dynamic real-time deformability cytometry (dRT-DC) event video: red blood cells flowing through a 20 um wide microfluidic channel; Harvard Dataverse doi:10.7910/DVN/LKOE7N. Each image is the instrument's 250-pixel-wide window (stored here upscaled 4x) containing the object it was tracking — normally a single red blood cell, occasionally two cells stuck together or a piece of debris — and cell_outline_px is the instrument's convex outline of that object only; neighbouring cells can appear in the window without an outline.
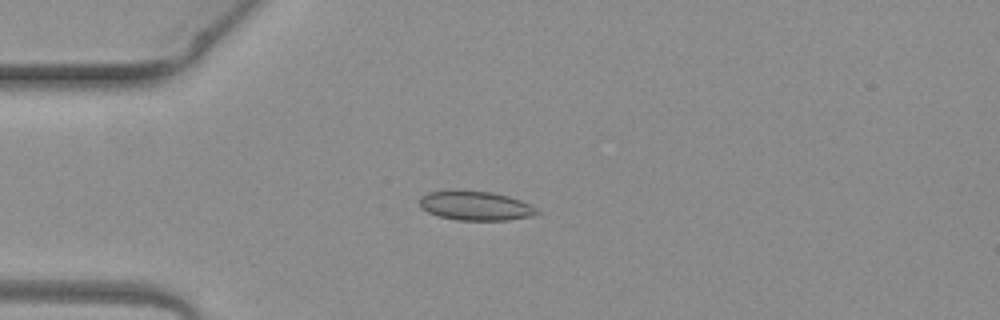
{"species": "common noctule bat (a hibernating species)", "species_latin": "Nyctalus noctula", "temperature_condition": "warm", "stored_images_in_passage": 5, "camera_frame_rate_fps": 3000, "um_per_image_px": 0.085, "animal": {"sex": "female", "body_mass_g": 19.3, "forearm_length_mm": 54.1}, "frame": {"image": 1, "passage_image": 2, "time_ms": 0.333, "image_size_px": [1000, 320], "cell_outline_px": [[540, 212], [532, 216], [504, 220], [456, 220], [436, 216], [420, 208], [420, 196], [428, 192], [456, 188], [460, 188], [492, 192], [508, 196], [520, 200], [536, 208]], "centroid_in_image_um": [40.34, 17.46], "position_along_channel_um": 44.7, "area_um2": 20.52}}
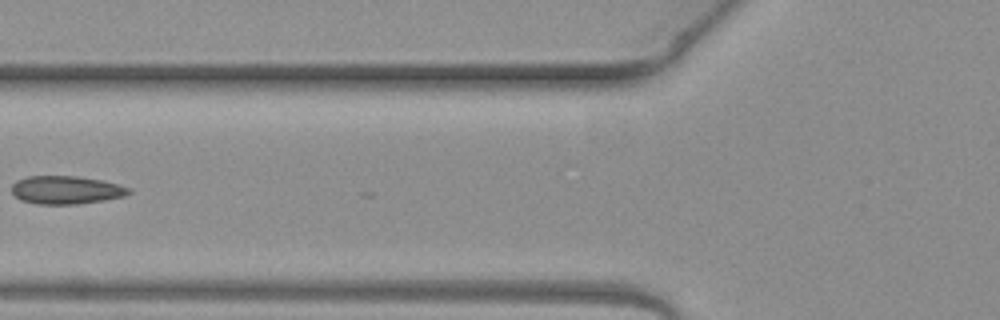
{"frame": {"image": 2, "passage_image": 4, "time_ms": 1.0, "image_size_px": [1000, 320], "cell_outline_px": [[132, 192], [124, 196], [104, 200], [76, 204], [36, 204], [20, 200], [12, 192], [12, 184], [16, 180], [28, 176], [76, 176], [104, 180], [132, 188]], "centroid_in_image_um": [5.64, 16.14], "position_along_channel_um": 120.2, "area_um2": 19.36}}
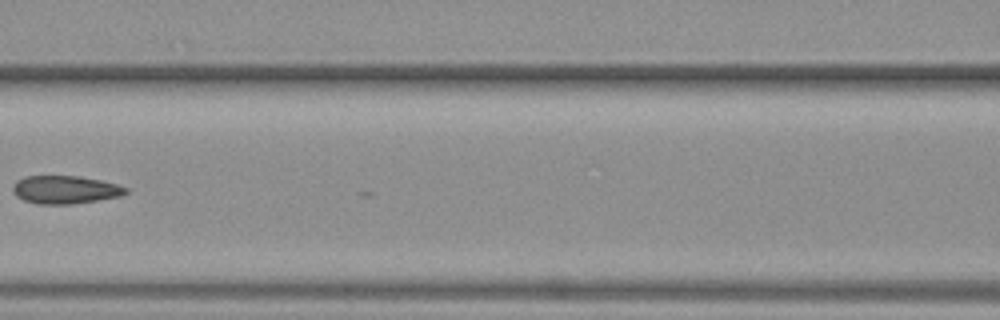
{"frame": {"image": 3, "passage_image": 5, "time_ms": 1.333, "image_size_px": [1000, 320], "cell_outline_px": [[128, 192], [120, 196], [72, 204], [36, 204], [24, 200], [16, 196], [12, 192], [12, 184], [16, 180], [24, 176], [76, 176], [100, 180], [116, 184], [128, 188]], "centroid_in_image_um": [5.48, 16.12], "position_along_channel_um": 161.1, "area_um2": 18.5}}